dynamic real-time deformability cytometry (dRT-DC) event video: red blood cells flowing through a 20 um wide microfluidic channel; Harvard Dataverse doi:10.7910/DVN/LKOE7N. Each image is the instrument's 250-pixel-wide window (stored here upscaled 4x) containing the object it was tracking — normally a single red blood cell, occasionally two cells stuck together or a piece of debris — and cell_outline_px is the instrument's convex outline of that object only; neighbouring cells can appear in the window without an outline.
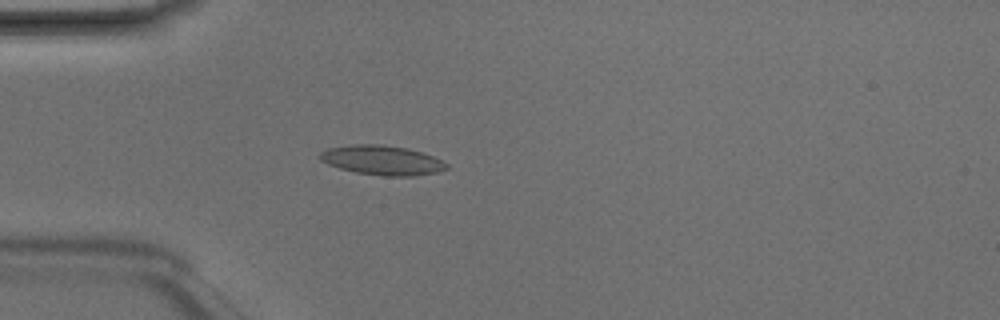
{"species": "Egyptian fruit bat (a non-hibernating species)", "species_latin": "Rousettus aegyptiacus", "temperature_condition": "room temperature", "stored_images_in_passage": 4, "camera_frame_rate_fps": 3000, "um_per_image_px": 0.085, "animal": {"sex": "male"}, "frame": {"image": 1, "passage_image": 4, "time_ms": 1.0, "image_size_px": [1000, 320], "cell_outline_px": [[448, 168], [440, 172], [412, 176], [384, 176], [356, 172], [340, 168], [328, 164], [320, 160], [320, 152], [328, 148], [352, 144], [380, 144], [408, 148], [432, 156], [448, 164]], "centroid_in_image_um": [32.48, 13.62], "position_along_channel_um": 52.5, "area_um2": 21.73}}